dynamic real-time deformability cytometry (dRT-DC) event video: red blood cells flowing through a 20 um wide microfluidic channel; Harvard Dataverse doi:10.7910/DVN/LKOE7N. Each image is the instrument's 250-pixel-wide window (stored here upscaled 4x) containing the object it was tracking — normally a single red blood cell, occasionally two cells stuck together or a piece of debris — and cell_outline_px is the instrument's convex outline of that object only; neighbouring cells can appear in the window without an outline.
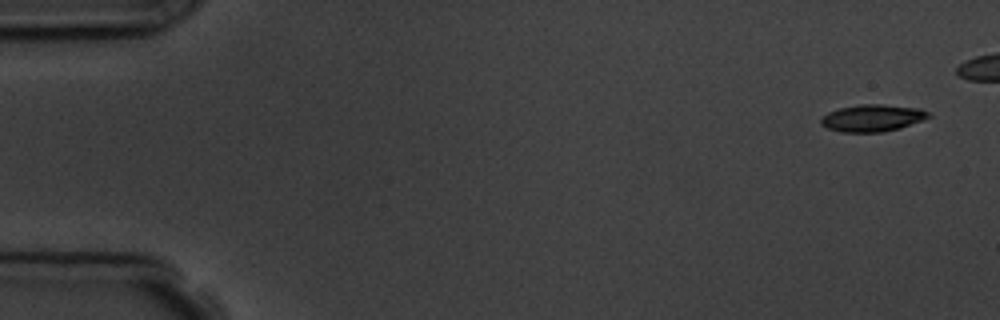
{"species": "common noctule bat (a hibernating species)", "species_latin": "Nyctalus noctula", "temperature_condition": "room temperature", "stored_images_in_passage": 6, "camera_frame_rate_fps": 3000, "um_per_image_px": 0.085, "animal": {"sex": "male", "body_mass_g": 19.5, "forearm_length_mm": 54.6}, "frame": {"image": 1, "passage_image": 1, "time_ms": 0.0, "image_size_px": [1000, 320], "cell_outline_px": [[932, 116], [900, 128], [884, 132], [840, 132], [828, 128], [820, 124], [820, 120], [828, 112], [840, 108], [860, 104], [884, 104], [920, 108], [928, 112]], "centroid_in_image_um": [74.16, 10.03], "position_along_channel_um": 10.8, "area_um2": 16.94}}